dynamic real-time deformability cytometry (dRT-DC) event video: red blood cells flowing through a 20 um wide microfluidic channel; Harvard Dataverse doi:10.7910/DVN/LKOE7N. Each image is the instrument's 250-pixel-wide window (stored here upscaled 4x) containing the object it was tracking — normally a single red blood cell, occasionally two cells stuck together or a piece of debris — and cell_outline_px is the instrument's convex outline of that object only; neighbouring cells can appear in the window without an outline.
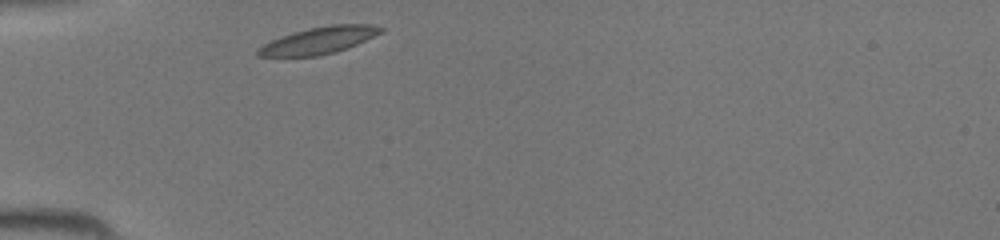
{"species": "common noctule bat (a hibernating species)", "species_latin": "Nyctalus noctula", "temperature_condition": "room temperature", "stored_images_in_passage": 26, "camera_frame_rate_fps": 3000, "um_per_image_px": 0.085, "animal": {"sex": "female", "body_mass_g": 19.5, "forearm_length_mm": 54.1}, "frame": {"image": 1, "passage_image": 1, "time_ms": 0.0, "image_size_px": [1000, 240], "cell_outline_px": [[388, 28], [384, 32], [348, 48], [336, 52], [316, 56], [256, 56], [256, 48], [280, 36], [292, 32], [308, 28], [332, 24], [372, 24]], "centroid_in_image_um": [27.16, 3.42], "position_along_channel_um": 57.8, "area_um2": 19.54}}
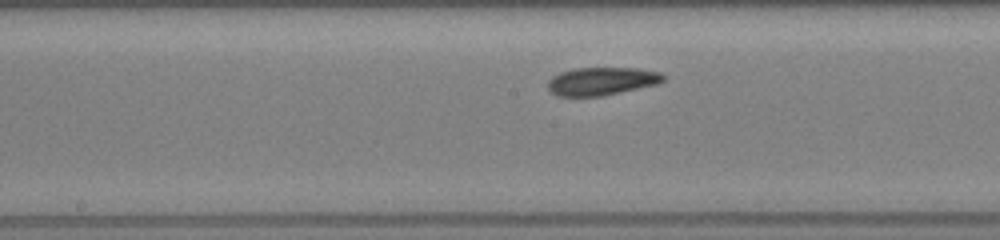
{"frame": {"image": 2, "passage_image": 11, "time_ms": 3.333, "image_size_px": [1000, 240], "cell_outline_px": [[664, 80], [660, 84], [600, 96], [556, 96], [548, 88], [548, 80], [552, 76], [560, 72], [576, 68], [640, 68], [660, 72], [664, 76]], "centroid_in_image_um": [51.16, 6.9], "position_along_channel_um": 197.0, "area_um2": 18.9}}
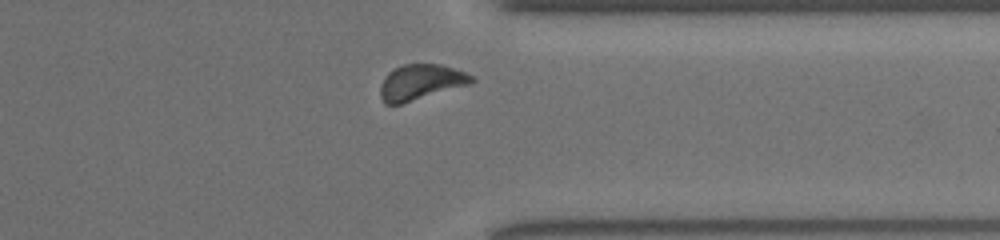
{"frame": {"image": 3, "passage_image": 23, "time_ms": 7.333, "image_size_px": [1000, 240], "cell_outline_px": [[476, 80], [472, 84], [400, 104], [384, 104], [380, 96], [380, 84], [388, 72], [392, 68], [400, 64], [440, 64], [464, 72], [472, 76]], "centroid_in_image_um": [35.74, 6.98], "position_along_channel_um": 375.7, "area_um2": 19.02}}